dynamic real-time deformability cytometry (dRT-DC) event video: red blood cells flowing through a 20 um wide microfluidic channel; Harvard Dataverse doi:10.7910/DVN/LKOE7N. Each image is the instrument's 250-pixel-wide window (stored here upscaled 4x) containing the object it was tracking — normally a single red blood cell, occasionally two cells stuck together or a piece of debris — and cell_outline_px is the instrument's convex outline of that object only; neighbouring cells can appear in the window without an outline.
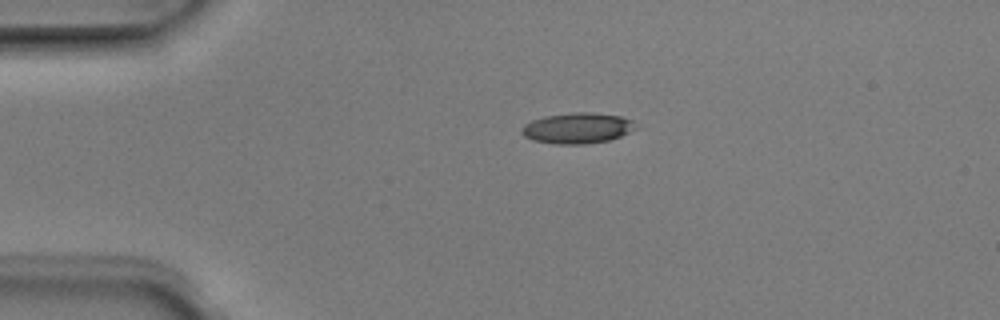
{"species": "Egyptian fruit bat (a non-hibernating species)", "species_latin": "Rousettus aegyptiacus", "temperature_condition": "room temperature", "stored_images_in_passage": 4, "camera_frame_rate_fps": 3000, "um_per_image_px": 0.085, "animal": {"sex": "male"}, "frame": {"image": 1, "passage_image": 3, "time_ms": 0.667, "image_size_px": [1000, 320], "cell_outline_px": [[640, 128], [620, 136], [608, 140], [584, 144], [556, 144], [532, 140], [524, 136], [520, 132], [520, 128], [524, 124], [532, 120], [544, 116], [576, 112], [592, 112], [620, 116], [632, 120]], "centroid_in_image_um": [49.08, 10.89], "position_along_channel_um": 35.9, "area_um2": 20.58}}
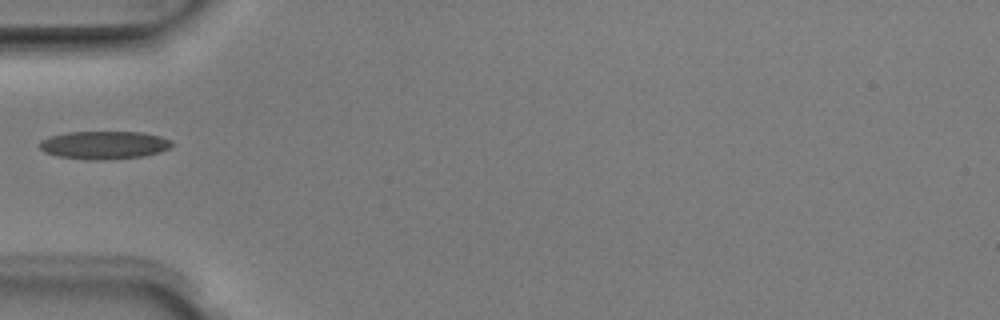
{"frame": {"image": 2, "passage_image": 4, "time_ms": 1.0, "image_size_px": [1000, 320], "cell_outline_px": [[176, 144], [160, 152], [144, 156], [104, 160], [96, 160], [56, 156], [44, 152], [40, 148], [40, 140], [48, 136], [68, 132], [140, 132], [160, 136], [172, 140]], "centroid_in_image_um": [8.86, 12.32], "position_along_channel_um": 76.1, "area_um2": 21.73}}